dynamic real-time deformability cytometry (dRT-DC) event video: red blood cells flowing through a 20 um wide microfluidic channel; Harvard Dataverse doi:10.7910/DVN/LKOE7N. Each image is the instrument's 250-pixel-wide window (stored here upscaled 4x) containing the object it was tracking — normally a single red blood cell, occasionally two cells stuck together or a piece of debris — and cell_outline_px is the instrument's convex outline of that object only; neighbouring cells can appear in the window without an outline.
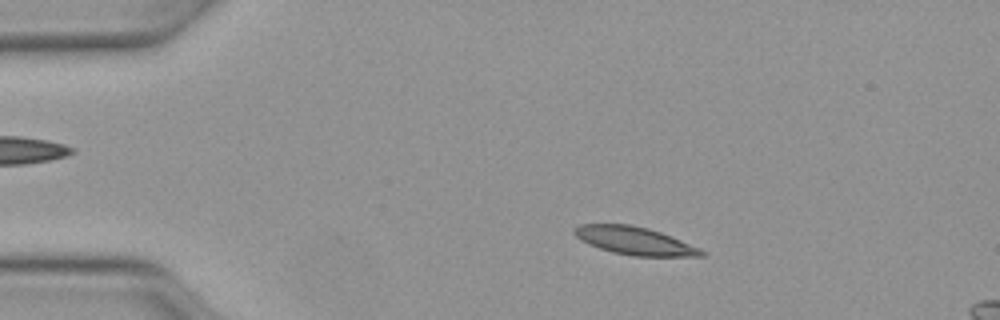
{"species": "Egyptian fruit bat (a non-hibernating species)", "species_latin": "Rousettus aegyptiacus", "temperature_condition": "warm", "stored_images_in_passage": 49, "camera_frame_rate_fps": 3000, "um_per_image_px": 0.085, "animal": {"sex": "female"}, "frame": {"image": 1, "passage_image": 9, "time_ms": 2.667, "image_size_px": [1000, 320], "cell_outline_px": [[704, 256], [632, 256], [612, 252], [588, 244], [580, 240], [572, 232], [572, 228], [580, 224], [632, 224], [648, 228], [660, 232], [700, 248], [704, 252]], "centroid_in_image_um": [53.89, 20.46], "position_along_channel_um": 31.1, "area_um2": 20.63}}
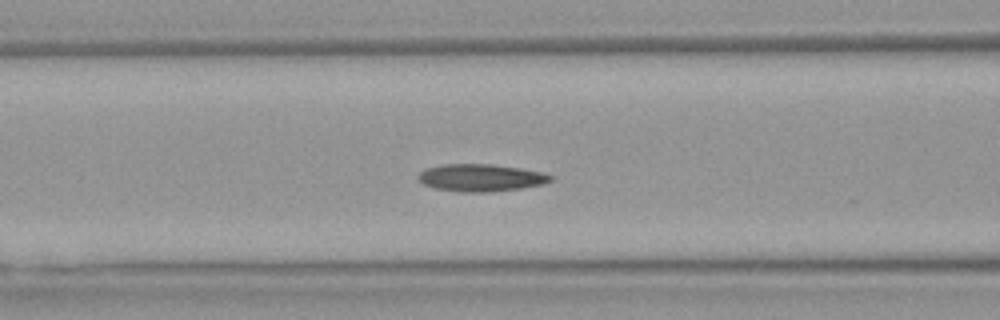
{"frame": {"image": 2, "passage_image": 20, "time_ms": 6.333, "image_size_px": [1000, 320], "cell_outline_px": [[552, 180], [544, 184], [520, 188], [488, 192], [460, 192], [436, 188], [424, 184], [416, 176], [424, 168], [444, 164], [492, 164], [520, 168], [540, 172], [552, 176]], "centroid_in_image_um": [40.84, 15.1], "position_along_channel_um": 125.8, "area_um2": 20.98}}
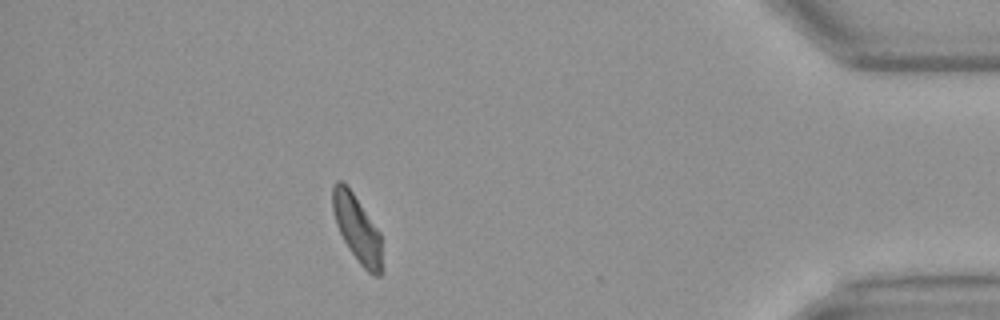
{"frame": {"image": 3, "passage_image": 44, "time_ms": 14.333, "image_size_px": [1000, 320], "cell_outline_px": [[380, 276], [376, 276], [368, 272], [360, 264], [344, 240], [336, 224], [332, 208], [332, 188], [336, 180], [340, 180], [352, 192], [380, 232]], "centroid_in_image_um": [30.32, 19.39], "position_along_channel_um": 404.9, "area_um2": 18.55}, "authors_computed_cell_mechanics": {"area_um2": 20.2878, "velocity_mm_per_s": 4.0866, "shape_relaxation_time_tau1_ms": 4.0838, "shape_relaxation_time_tau2_ms": 2.6029, "deformation_change_tau1": 0.1503, "deformation_change_tau2": 0.0916}}